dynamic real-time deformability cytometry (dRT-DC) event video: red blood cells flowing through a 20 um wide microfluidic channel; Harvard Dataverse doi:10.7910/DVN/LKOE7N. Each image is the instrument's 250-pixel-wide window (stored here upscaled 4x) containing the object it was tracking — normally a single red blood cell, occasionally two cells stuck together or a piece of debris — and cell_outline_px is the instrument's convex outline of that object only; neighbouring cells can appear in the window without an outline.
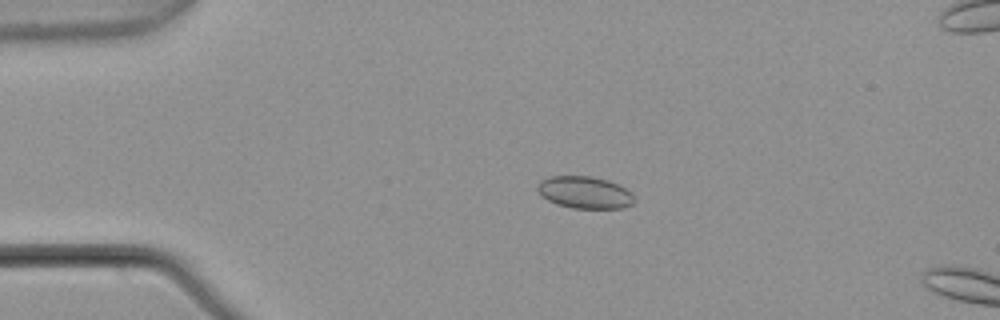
{"species": "common noctule bat (a hibernating species)", "species_latin": "Nyctalus noctula", "temperature_condition": "warm", "stored_images_in_passage": 3, "camera_frame_rate_fps": 3000, "um_per_image_px": 0.085, "animal": {"sex": "male", "body_mass_g": 21.5, "forearm_length_mm": 52.0}, "frame": {"image": 1, "passage_image": 2, "time_ms": 0.333, "image_size_px": [1000, 320], "cell_outline_px": [[636, 200], [632, 204], [624, 208], [572, 208], [556, 204], [548, 200], [536, 188], [540, 180], [552, 176], [592, 176], [608, 180], [620, 184], [632, 192]], "centroid_in_image_um": [49.76, 16.35], "position_along_channel_um": 35.2, "area_um2": 18.26}}